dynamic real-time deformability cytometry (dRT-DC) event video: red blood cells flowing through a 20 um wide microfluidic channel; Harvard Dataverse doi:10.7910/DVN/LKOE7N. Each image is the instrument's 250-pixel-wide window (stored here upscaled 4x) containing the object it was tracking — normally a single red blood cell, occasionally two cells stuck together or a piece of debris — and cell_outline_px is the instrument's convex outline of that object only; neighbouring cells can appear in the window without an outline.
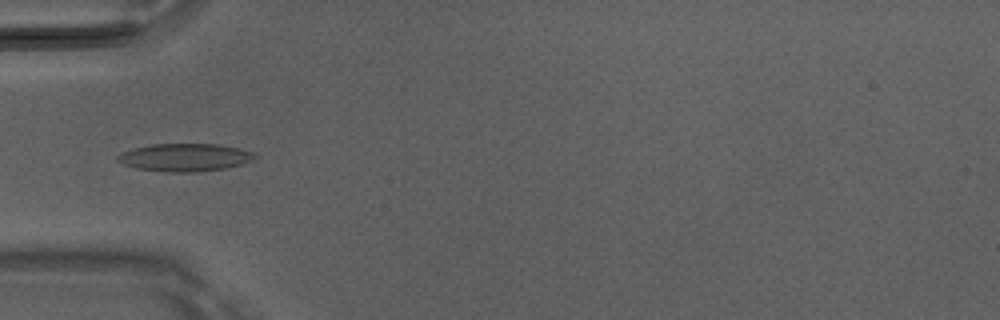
{"species": "Egyptian fruit bat (a non-hibernating species)", "species_latin": "Rousettus aegyptiacus", "temperature_condition": "room temperature", "stored_images_in_passage": 49, "camera_frame_rate_fps": 3000, "um_per_image_px": 0.085, "animal": {"sex": "male"}, "frame": {"image": 1, "passage_image": 16, "time_ms": 5.0, "image_size_px": [1000, 320], "cell_outline_px": [[256, 156], [252, 160], [240, 164], [224, 168], [196, 172], [168, 172], [136, 168], [120, 164], [116, 160], [116, 156], [120, 152], [132, 148], [152, 144], [216, 144], [240, 148], [256, 152]], "centroid_in_image_um": [15.66, 13.37], "position_along_channel_um": 69.3, "area_um2": 22.37}}
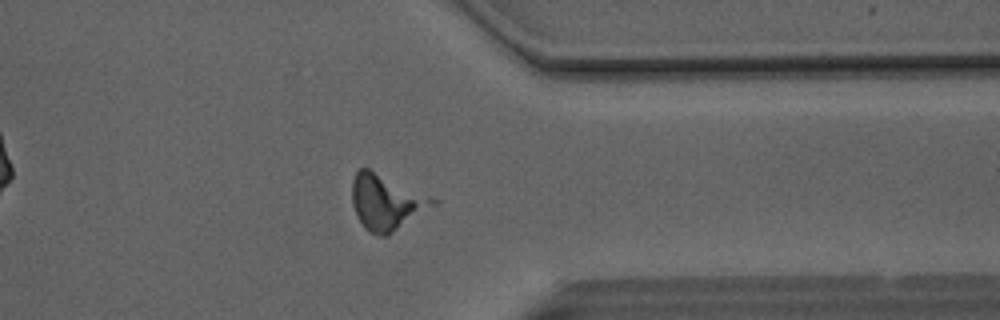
{"frame": {"image": 2, "passage_image": 39, "time_ms": 12.667, "image_size_px": [1000, 320], "cell_outline_px": [[440, 200], [436, 204], [388, 236], [380, 236], [368, 232], [364, 228], [356, 216], [352, 204], [352, 180], [356, 172], [360, 168], [368, 168]], "centroid_in_image_um": [32.82, 17.2], "position_along_channel_um": 378.6, "area_um2": 26.18}}
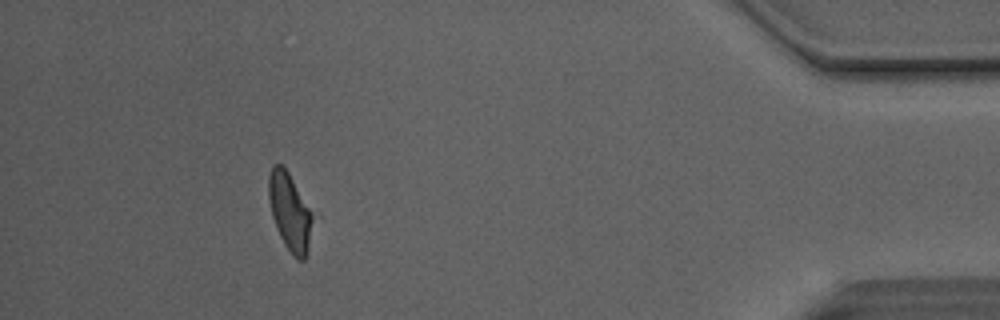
{"frame": {"image": 3, "passage_image": 45, "time_ms": 14.667, "image_size_px": [1000, 320], "cell_outline_px": [[320, 216], [308, 252], [304, 260], [296, 260], [292, 256], [284, 244], [276, 228], [272, 216], [268, 200], [268, 176], [272, 164], [280, 164], [288, 172]], "centroid_in_image_um": [24.76, 18.05], "position_along_channel_um": 410.4, "area_um2": 21.73}}